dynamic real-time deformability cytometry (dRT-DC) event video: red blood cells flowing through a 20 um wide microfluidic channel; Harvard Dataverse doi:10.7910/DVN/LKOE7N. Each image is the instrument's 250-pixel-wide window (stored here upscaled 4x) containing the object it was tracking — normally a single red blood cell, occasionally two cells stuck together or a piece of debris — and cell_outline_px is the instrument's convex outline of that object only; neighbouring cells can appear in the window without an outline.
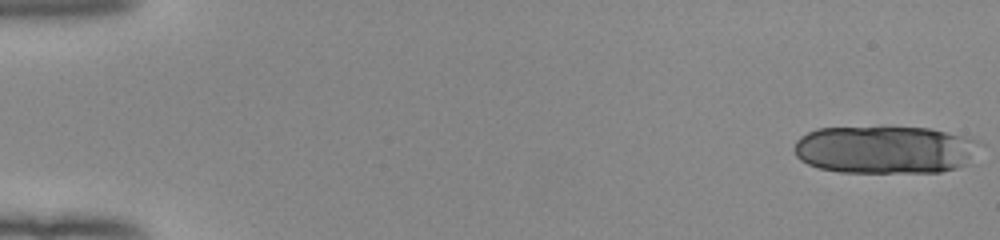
{"species": "human", "species_latin": "Homo sapiens", "temperature_condition": "room temperature", "stored_images_in_passage": 18, "camera_frame_rate_fps": 3000, "um_per_image_px": 0.085, "donor": {"sex": "female"}, "frame": {"image": 1, "passage_image": 1, "time_ms": 0.0, "image_size_px": [1000, 240], "cell_outline_px": [[976, 144], [964, 164], [956, 168], [940, 172], [840, 172], [820, 168], [808, 164], [800, 160], [796, 156], [796, 140], [800, 136], [816, 128], [928, 128], [976, 140]], "centroid_in_image_um": [75.1, 12.73], "position_along_channel_um": 9.9, "area_um2": 50.46}}